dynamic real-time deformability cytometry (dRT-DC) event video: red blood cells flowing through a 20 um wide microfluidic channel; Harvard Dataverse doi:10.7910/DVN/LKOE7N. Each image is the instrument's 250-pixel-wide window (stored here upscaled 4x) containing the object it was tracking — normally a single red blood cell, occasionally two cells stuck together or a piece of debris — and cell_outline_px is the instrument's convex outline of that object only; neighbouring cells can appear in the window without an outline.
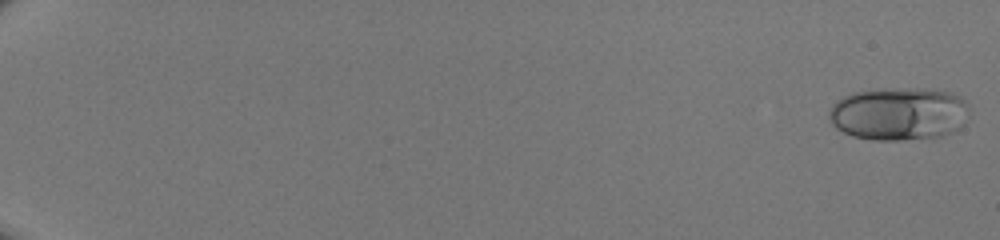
{"species": "human", "species_latin": "Homo sapiens", "temperature_condition": "room temperature", "stored_images_in_passage": 50, "camera_frame_rate_fps": 3000, "um_per_image_px": 0.085, "donor": {"sex": "male"}, "frame": {"image": 1, "passage_image": 1, "time_ms": 0.0, "image_size_px": [1000, 240], "cell_outline_px": [[968, 120], [956, 132], [944, 136], [900, 140], [872, 140], [852, 136], [836, 128], [832, 124], [828, 116], [828, 112], [832, 104], [836, 100], [852, 92], [884, 88], [928, 88], [952, 92], [960, 96], [968, 104]], "centroid_in_image_um": [76.43, 9.66], "position_along_channel_um": 8.6, "area_um2": 44.27}}
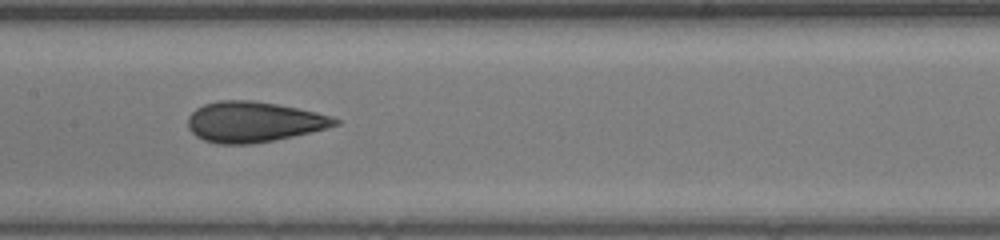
{"frame": {"image": 2, "passage_image": 29, "time_ms": 9.333, "image_size_px": [1000, 240], "cell_outline_px": [[340, 124], [292, 136], [252, 144], [216, 144], [204, 140], [196, 136], [188, 128], [188, 116], [196, 108], [204, 104], [216, 100], [252, 100], [276, 104], [316, 112], [332, 116], [340, 120]], "centroid_in_image_um": [21.51, 10.35], "position_along_channel_um": 185.9, "area_um2": 34.56}}
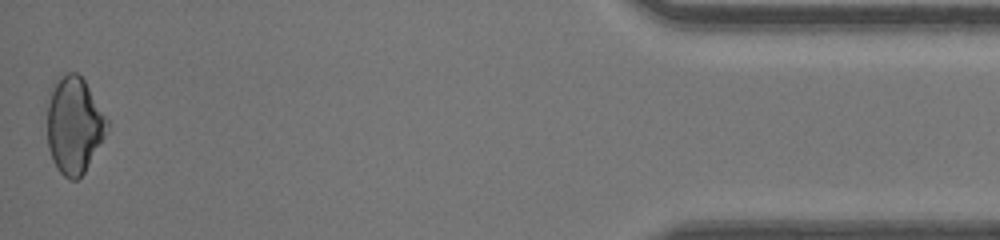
{"frame": {"image": 3, "passage_image": 50, "time_ms": 16.333, "image_size_px": [1000, 240], "cell_outline_px": [[108, 128], [104, 136], [84, 172], [76, 180], [72, 180], [64, 176], [56, 168], [52, 160], [48, 148], [48, 88], [52, 84], [68, 72], [76, 72], [84, 80], [108, 120]], "centroid_in_image_um": [6.27, 10.63], "position_along_channel_um": 428.9, "area_um2": 33.47}}